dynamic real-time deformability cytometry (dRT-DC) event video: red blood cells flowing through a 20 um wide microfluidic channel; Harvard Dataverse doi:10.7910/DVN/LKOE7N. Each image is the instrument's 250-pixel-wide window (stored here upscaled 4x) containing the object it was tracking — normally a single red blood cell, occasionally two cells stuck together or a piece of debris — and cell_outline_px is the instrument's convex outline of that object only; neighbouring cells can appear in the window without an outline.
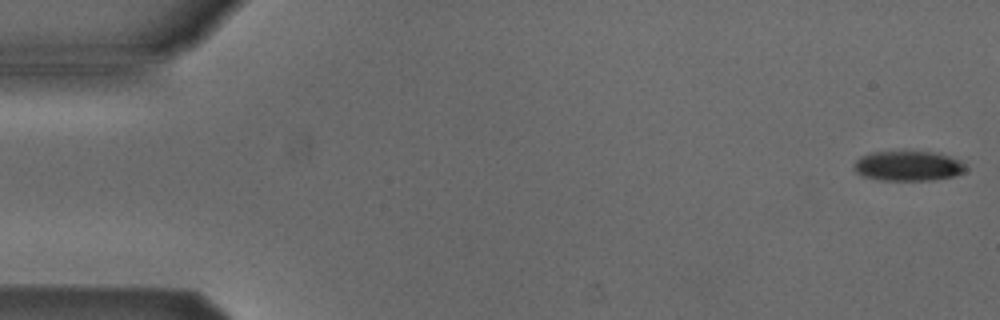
{"species": "Egyptian fruit bat (a non-hibernating species)", "species_latin": "Rousettus aegyptiacus", "temperature_condition": "cold", "stored_images_in_passage": 14, "camera_frame_rate_fps": 3000, "um_per_image_px": 0.085, "animal": {"sex": "male"}, "frame": {"image": 1, "passage_image": 1, "time_ms": 0.0, "image_size_px": [1000, 320], "cell_outline_px": [[968, 168], [964, 172], [952, 176], [928, 180], [880, 180], [864, 176], [856, 172], [852, 168], [852, 164], [860, 156], [872, 152], [940, 152], [960, 160]], "centroid_in_image_um": [77.18, 14.1], "position_along_channel_um": 7.8, "area_um2": 19.54}}
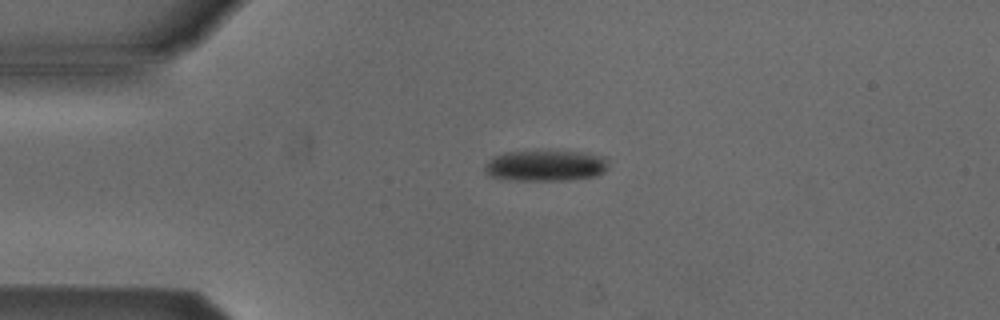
{"frame": {"image": 2, "passage_image": 12, "time_ms": 3.667, "image_size_px": [1000, 320], "cell_outline_px": [[608, 168], [604, 172], [596, 176], [568, 180], [512, 180], [492, 176], [484, 172], [484, 164], [492, 156], [504, 152], [580, 152], [604, 156]], "centroid_in_image_um": [46.34, 14.09], "position_along_channel_um": 38.7, "area_um2": 22.14}}